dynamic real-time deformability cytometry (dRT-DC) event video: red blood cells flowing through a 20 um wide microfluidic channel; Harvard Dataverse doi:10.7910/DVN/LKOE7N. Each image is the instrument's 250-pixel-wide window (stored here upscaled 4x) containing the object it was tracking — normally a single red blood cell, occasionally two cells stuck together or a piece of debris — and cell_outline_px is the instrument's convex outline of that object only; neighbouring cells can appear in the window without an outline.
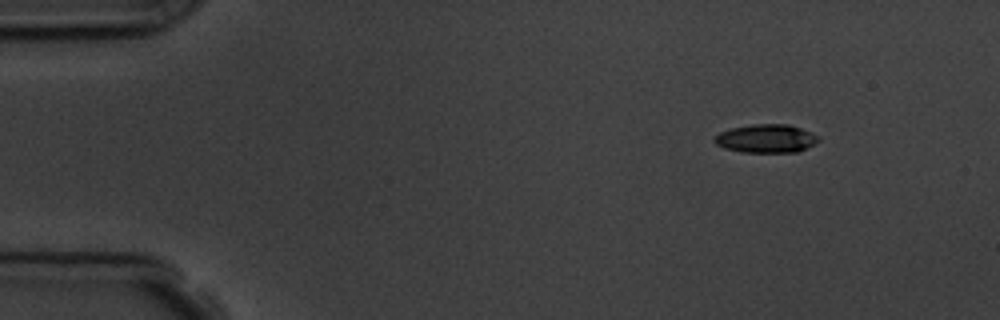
{"species": "common noctule bat (a hibernating species)", "species_latin": "Nyctalus noctula", "temperature_condition": "room temperature", "stored_images_in_passage": 4, "camera_frame_rate_fps": 3000, "um_per_image_px": 0.085, "animal": {"sex": "male", "body_mass_g": 19.5, "forearm_length_mm": 54.6}, "frame": {"image": 1, "passage_image": 1, "time_ms": 0.0, "image_size_px": [1000, 320], "cell_outline_px": [[820, 140], [796, 152], [740, 152], [724, 148], [716, 144], [712, 140], [720, 132], [732, 128], [752, 124], [788, 124], [812, 132], [820, 136]], "centroid_in_image_um": [65.11, 11.77], "position_along_channel_um": 19.9, "area_um2": 17.17}}
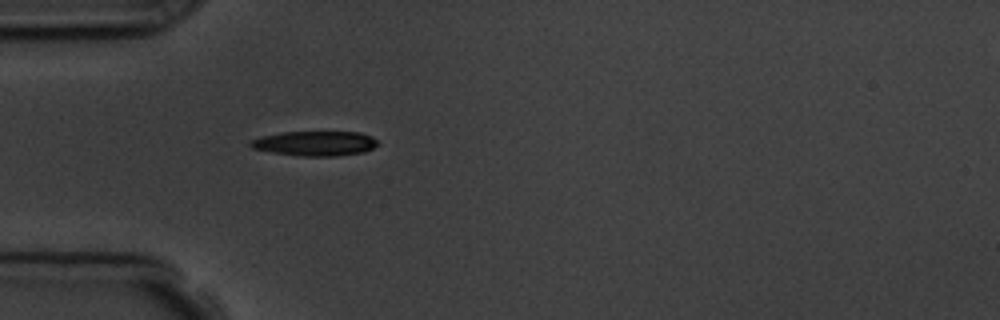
{"frame": {"image": 2, "passage_image": 4, "time_ms": 3.333, "image_size_px": [1000, 320], "cell_outline_px": [[380, 144], [364, 152], [336, 156], [296, 156], [272, 152], [252, 148], [248, 144], [248, 140], [260, 136], [284, 132], [360, 132], [372, 136]], "centroid_in_image_um": [26.76, 12.19], "position_along_channel_um": 58.2, "area_um2": 18.55}}